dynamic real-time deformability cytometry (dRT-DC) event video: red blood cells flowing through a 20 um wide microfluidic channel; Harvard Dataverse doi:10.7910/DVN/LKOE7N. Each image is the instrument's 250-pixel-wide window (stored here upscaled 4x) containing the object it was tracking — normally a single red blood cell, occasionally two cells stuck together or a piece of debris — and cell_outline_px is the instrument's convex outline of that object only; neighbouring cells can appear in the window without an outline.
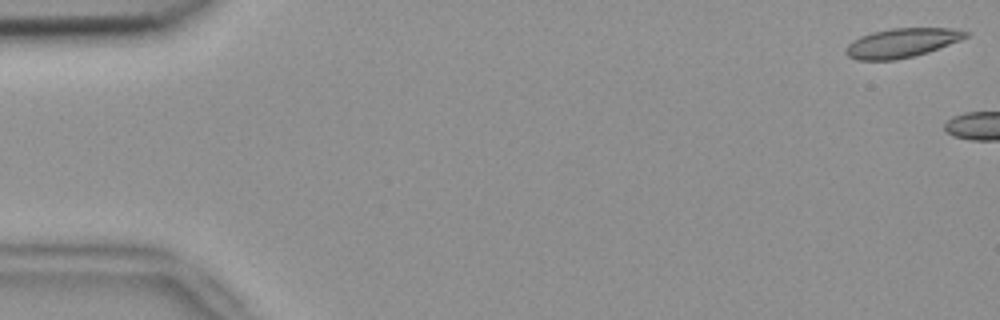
{"species": "common noctule bat (a hibernating species)", "species_latin": "Nyctalus noctula", "temperature_condition": "room temperature", "stored_images_in_passage": 4, "camera_frame_rate_fps": 3000, "um_per_image_px": 0.085, "animal": {"sex": "female", "body_mass_g": 18.4}, "frame": {"image": 1, "passage_image": 1, "time_ms": 0.0, "image_size_px": [1000, 320], "cell_outline_px": [[972, 32], [968, 36], [960, 40], [928, 52], [896, 60], [856, 60], [848, 56], [844, 52], [844, 48], [852, 40], [860, 36], [872, 32], [892, 28], [948, 28]], "centroid_in_image_um": [76.62, 3.64], "position_along_channel_um": 8.4, "area_um2": 20.46}}